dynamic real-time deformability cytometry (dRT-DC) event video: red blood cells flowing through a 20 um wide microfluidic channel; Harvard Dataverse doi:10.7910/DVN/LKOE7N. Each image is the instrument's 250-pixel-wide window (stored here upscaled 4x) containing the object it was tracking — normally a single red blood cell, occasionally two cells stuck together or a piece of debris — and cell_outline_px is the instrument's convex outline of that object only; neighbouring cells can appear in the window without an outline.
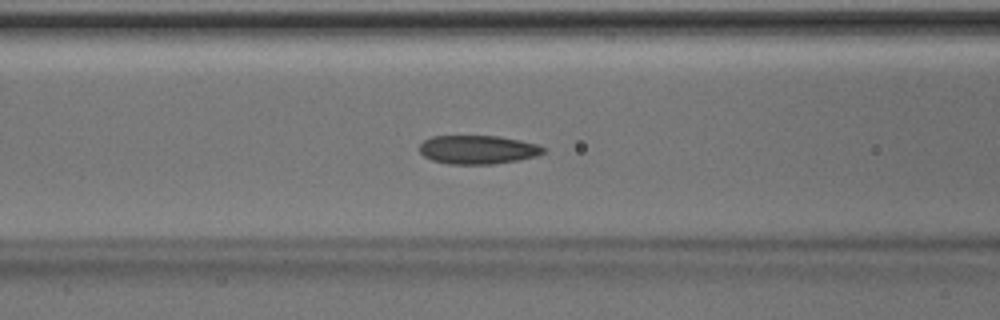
{"species": "Egyptian fruit bat (a non-hibernating species)", "species_latin": "Rousettus aegyptiacus", "temperature_condition": "room temperature", "stored_images_in_passage": 35, "camera_frame_rate_fps": 3000, "um_per_image_px": 0.085, "animal": {"sex": "male"}, "frame": {"image": 1, "passage_image": 5, "time_ms": 1.333, "image_size_px": [1000, 320], "cell_outline_px": [[544, 152], [536, 156], [520, 160], [492, 164], [448, 164], [432, 160], [424, 156], [420, 152], [420, 144], [424, 140], [432, 136], [500, 136], [540, 144], [544, 148]], "centroid_in_image_um": [40.63, 12.72], "position_along_channel_um": 126.0, "area_um2": 20.81}}
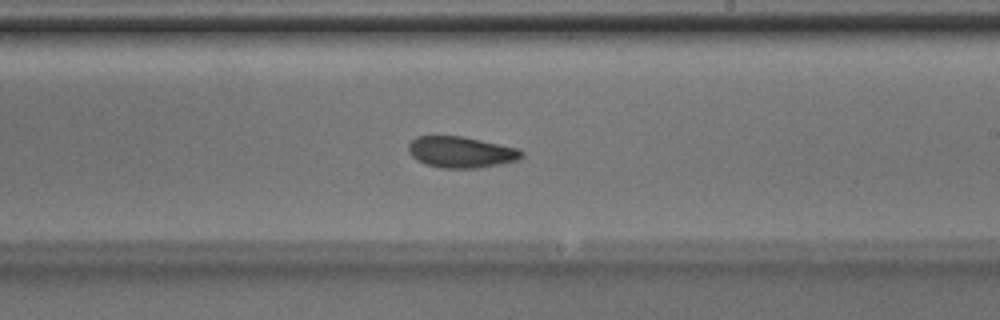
{"frame": {"image": 2, "passage_image": 14, "time_ms": 4.333, "image_size_px": [1000, 320], "cell_outline_px": [[524, 156], [516, 160], [500, 164], [476, 168], [440, 168], [424, 164], [416, 160], [408, 152], [408, 144], [416, 136], [460, 136], [520, 148], [524, 152]], "centroid_in_image_um": [39.17, 12.93], "position_along_channel_um": 249.8, "area_um2": 20.69}}
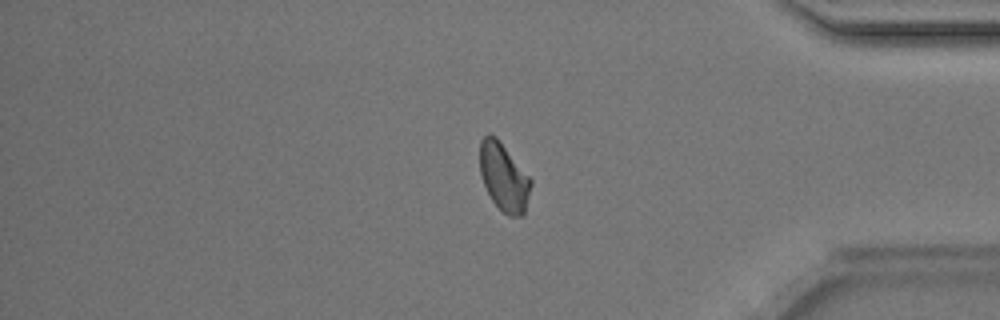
{"frame": {"image": 3, "passage_image": 26, "time_ms": 8.333, "image_size_px": [1000, 320], "cell_outline_px": [[532, 184], [524, 216], [508, 216], [492, 200], [484, 184], [480, 172], [480, 140], [488, 132], [496, 136], [532, 180]], "centroid_in_image_um": [42.83, 15.04], "position_along_channel_um": 392.4, "area_um2": 20.11}, "authors_computed_cell_mechanics": {"area_um2": 20.1144, "velocity_mm_per_s": 4.1374, "shape_relaxation_time_tau1_ms": 4.7883, "shape_relaxation_time_tau2_ms": 3.6915, "deformation_change_tau1": 0.1106, "deformation_change_tau2": 0.0665}}